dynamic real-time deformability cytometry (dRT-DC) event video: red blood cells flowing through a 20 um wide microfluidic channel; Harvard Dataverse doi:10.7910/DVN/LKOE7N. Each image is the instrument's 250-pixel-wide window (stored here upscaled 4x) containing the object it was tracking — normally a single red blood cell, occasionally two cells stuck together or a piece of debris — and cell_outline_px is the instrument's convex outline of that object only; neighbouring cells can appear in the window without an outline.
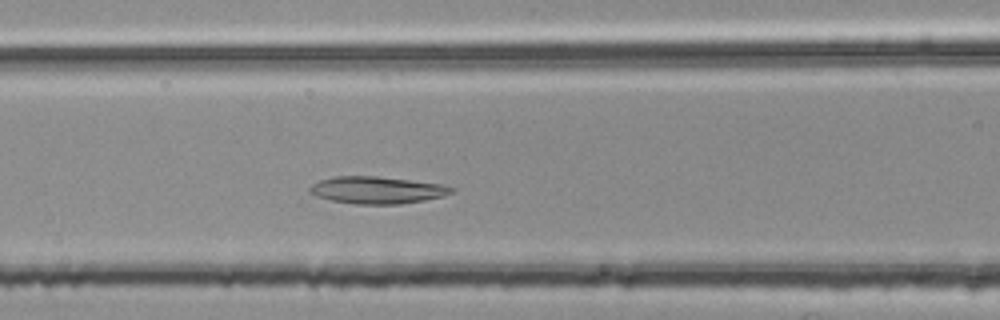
{"species": "common noctule bat (a hibernating species)", "species_latin": "Nyctalus noctula", "temperature_condition": "room temperature", "stored_images_in_passage": 34, "camera_frame_rate_fps": 3000, "um_per_image_px": 0.085, "animal": {"sex": "female", "body_mass_g": 25.1}, "frame": {"image": 1, "passage_image": 12, "time_ms": 3.667, "image_size_px": [1000, 320], "cell_outline_px": [[456, 188], [452, 192], [444, 196], [424, 200], [400, 204], [356, 204], [332, 200], [316, 196], [308, 192], [308, 188], [312, 184], [320, 180], [332, 176], [376, 176], [444, 184]], "centroid_in_image_um": [32.05, 16.15], "position_along_channel_um": 134.6, "area_um2": 22.48}}
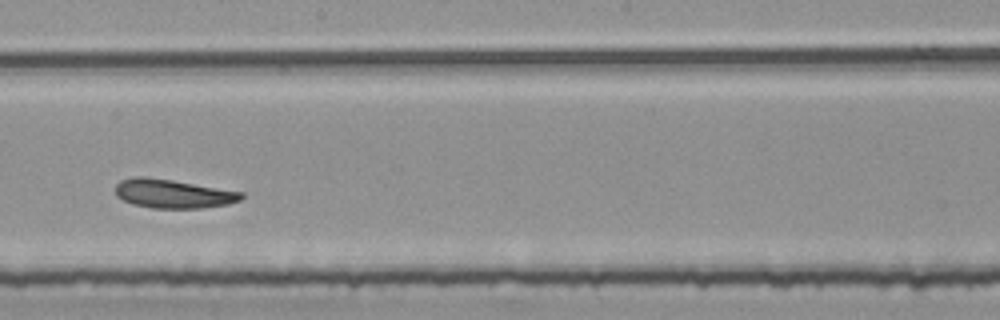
{"frame": {"image": 2, "passage_image": 20, "time_ms": 6.333, "image_size_px": [1000, 320], "cell_outline_px": [[244, 196], [240, 200], [228, 204], [200, 208], [152, 208], [132, 204], [116, 196], [116, 184], [120, 180], [132, 176], [144, 176], [172, 180], [244, 192]], "centroid_in_image_um": [14.69, 16.46], "position_along_channel_um": 233.5, "area_um2": 21.21}}
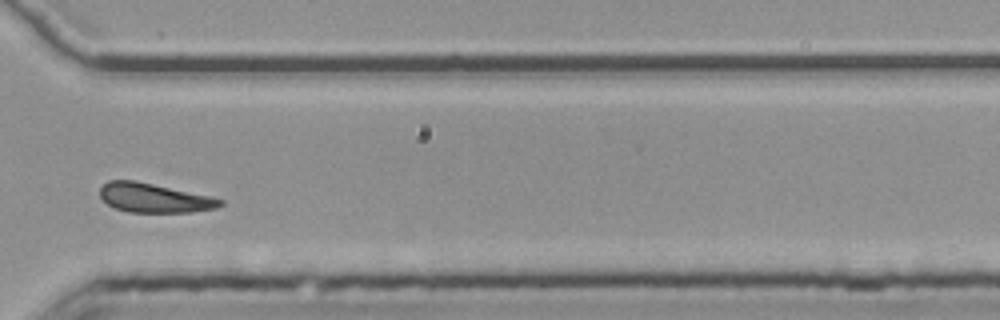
{"frame": {"image": 3, "passage_image": 30, "time_ms": 9.667, "image_size_px": [1000, 320], "cell_outline_px": [[224, 204], [216, 208], [192, 212], [128, 212], [116, 208], [108, 204], [100, 196], [100, 188], [108, 180], [136, 180], [212, 196], [224, 200]], "centroid_in_image_um": [13.14, 16.81], "position_along_channel_um": 357.5, "area_um2": 20.58}, "authors_computed_cell_mechanics": {"area_um2": 21.2126, "velocity_mm_per_s": 3.7224, "shape_relaxation_time_tau1_ms": null, "shape_relaxation_time_tau2_ms": 4.2698, "deformation_change_tau1": null, "deformation_change_tau2": 0.1447}}